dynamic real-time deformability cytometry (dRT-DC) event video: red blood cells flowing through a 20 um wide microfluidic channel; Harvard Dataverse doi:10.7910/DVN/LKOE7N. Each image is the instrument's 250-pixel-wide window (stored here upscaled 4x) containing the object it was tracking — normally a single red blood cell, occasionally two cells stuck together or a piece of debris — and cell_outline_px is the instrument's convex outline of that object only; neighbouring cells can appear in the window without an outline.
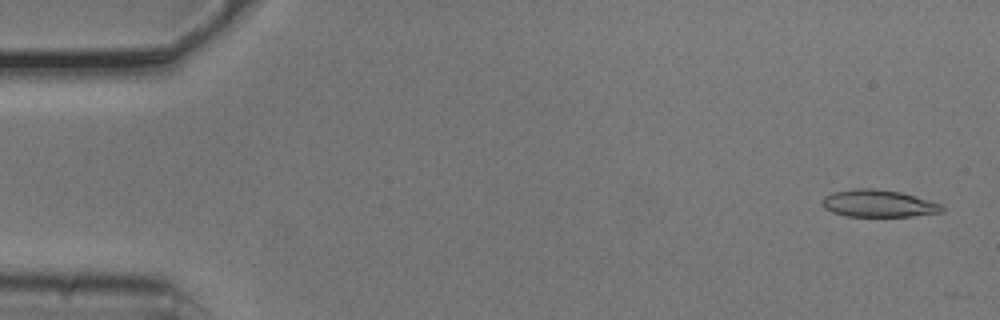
{"species": "common noctule bat (a hibernating species)", "species_latin": "Nyctalus noctula", "temperature_condition": "cold", "stored_images_in_passage": 4, "camera_frame_rate_fps": 3000, "um_per_image_px": 0.085, "animal": {"sex": "male", "body_mass_g": 20.5, "forearm_length_mm": 52.5}, "frame": {"image": 1, "passage_image": 1, "time_ms": 0.0, "image_size_px": [1000, 320], "cell_outline_px": [[944, 212], [912, 216], [844, 216], [832, 212], [824, 208], [820, 200], [824, 196], [832, 192], [856, 188], [872, 188], [900, 192], [940, 204], [944, 208]], "centroid_in_image_um": [74.61, 17.3], "position_along_channel_um": 10.4, "area_um2": 18.96}}
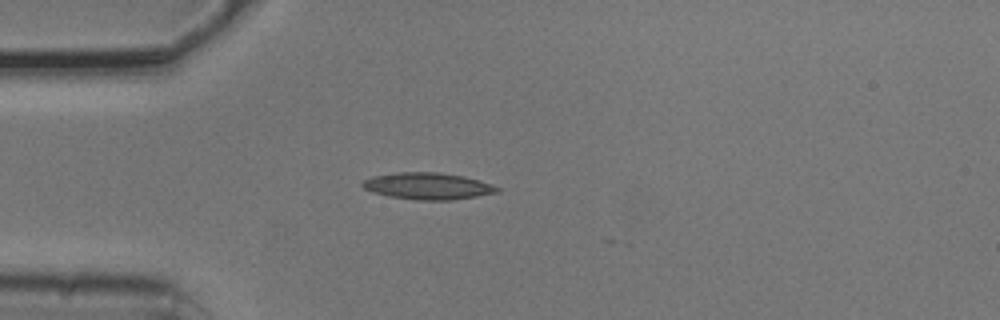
{"frame": {"image": 2, "passage_image": 4, "time_ms": 1.0, "image_size_px": [1000, 320], "cell_outline_px": [[500, 192], [452, 200], [416, 200], [388, 196], [372, 192], [364, 188], [360, 184], [364, 180], [372, 176], [396, 172], [440, 172], [464, 176], [492, 184], [500, 188]], "centroid_in_image_um": [36.36, 15.81], "position_along_channel_um": 48.6, "area_um2": 21.1}}